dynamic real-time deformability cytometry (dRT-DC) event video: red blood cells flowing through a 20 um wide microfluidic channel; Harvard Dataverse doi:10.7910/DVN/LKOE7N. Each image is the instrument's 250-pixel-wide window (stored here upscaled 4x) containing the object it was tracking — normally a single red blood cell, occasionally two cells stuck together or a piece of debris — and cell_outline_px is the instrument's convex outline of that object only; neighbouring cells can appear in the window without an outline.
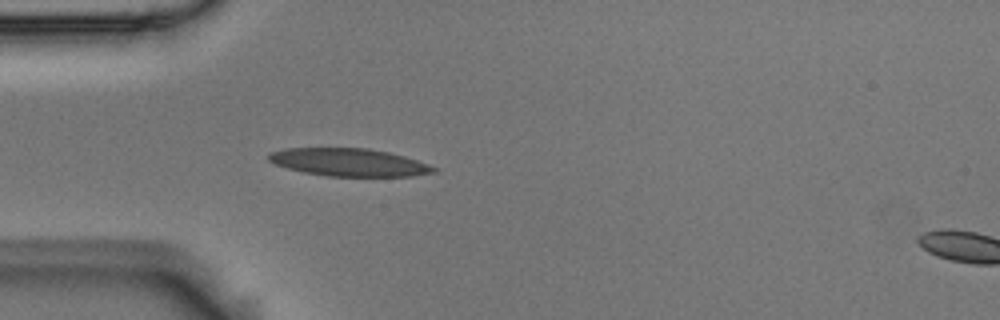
{"species": "Egyptian fruit bat (a non-hibernating species)", "species_latin": "Rousettus aegyptiacus", "temperature_condition": "room temperature", "stored_images_in_passage": 5, "segment_of_instrument_passage": [1, 2], "camera_frame_rate_fps": 3000, "um_per_image_px": 0.085, "animal": {"sex": "male"}, "frame": {"image": 1, "passage_image": 4, "time_ms": 1.0, "image_size_px": [1000, 320], "cell_outline_px": [[436, 172], [412, 176], [328, 176], [304, 172], [288, 168], [276, 164], [268, 160], [268, 156], [272, 152], [284, 148], [368, 148], [388, 152], [404, 156], [428, 164], [436, 168]], "centroid_in_image_um": [29.67, 13.79], "position_along_channel_um": 55.3, "area_um2": 26.47}}